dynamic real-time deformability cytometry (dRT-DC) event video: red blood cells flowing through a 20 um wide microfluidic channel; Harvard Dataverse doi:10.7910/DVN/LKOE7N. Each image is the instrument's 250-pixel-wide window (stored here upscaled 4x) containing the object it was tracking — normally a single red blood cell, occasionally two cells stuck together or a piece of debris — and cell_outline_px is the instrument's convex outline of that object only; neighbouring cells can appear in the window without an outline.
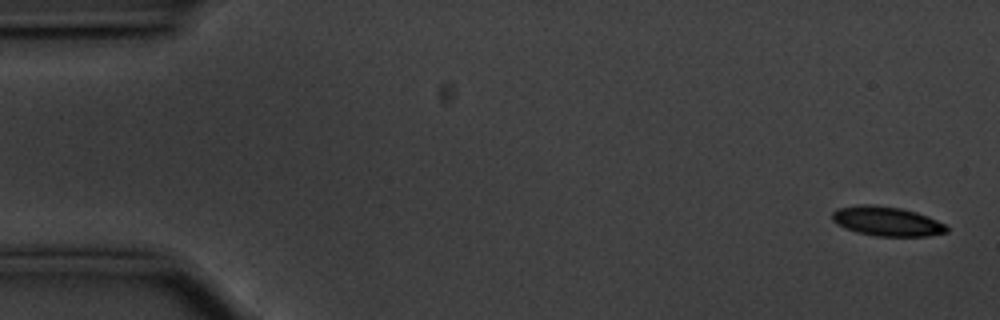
{"species": "common noctule bat (a hibernating species)", "species_latin": "Nyctalus noctula", "temperature_condition": "cold", "stored_images_in_passage": 56, "camera_frame_rate_fps": 3000, "um_per_image_px": 0.085, "animal": {"sex": "male", "body_mass_g": 20.1, "forearm_length_mm": 53.5}, "frame": {"image": 1, "passage_image": 2, "time_ms": 0.333, "image_size_px": [1000, 320], "cell_outline_px": [[948, 232], [928, 236], [876, 236], [856, 232], [844, 228], [836, 224], [832, 220], [832, 212], [836, 208], [864, 204], [872, 204], [900, 208], [916, 212], [928, 216], [944, 224], [948, 228]], "centroid_in_image_um": [75.35, 18.81], "position_along_channel_um": 9.7, "area_um2": 19.71}}
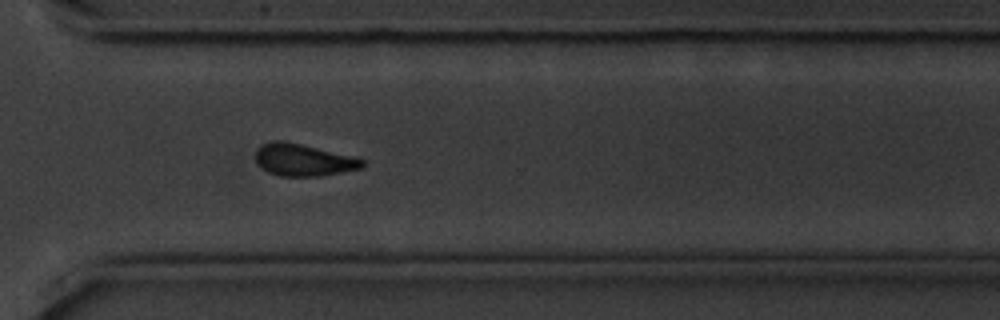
{"frame": {"image": 2, "passage_image": 41, "time_ms": 13.333, "image_size_px": [1000, 320], "cell_outline_px": [[364, 164], [360, 168], [320, 176], [280, 176], [268, 172], [256, 160], [256, 152], [264, 144], [300, 144], [356, 156], [364, 160]], "centroid_in_image_um": [25.89, 13.64], "position_along_channel_um": 344.7, "area_um2": 19.02}}
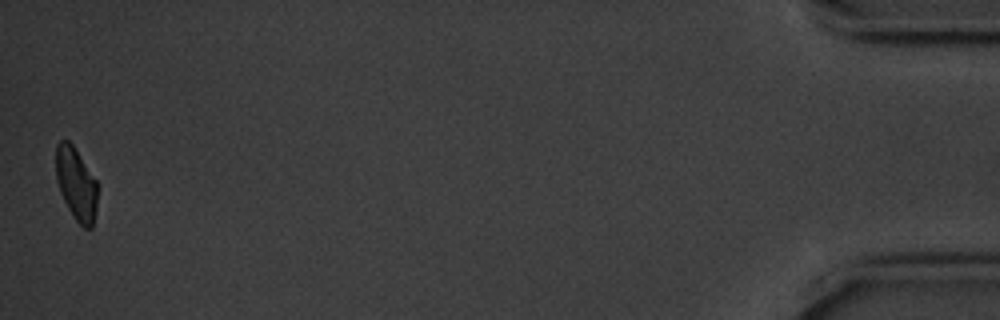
{"frame": {"image": 3, "passage_image": 56, "time_ms": 18.333, "image_size_px": [1000, 320], "cell_outline_px": [[96, 212], [92, 228], [84, 228], [76, 220], [68, 208], [60, 192], [56, 180], [56, 144], [60, 140], [68, 140], [72, 144], [96, 180]], "centroid_in_image_um": [6.46, 15.63], "position_along_channel_um": 428.7, "area_um2": 17.4}, "authors_computed_cell_mechanics": {"area_um2": 19.9699, "velocity_mm_per_s": 3.5373, "shape_relaxation_time_tau1_ms": 2.3404, "shape_relaxation_time_tau2_ms": 6.4958, "deformation_change_tau1": 0.1163, "deformation_change_tau2": 0.142}}